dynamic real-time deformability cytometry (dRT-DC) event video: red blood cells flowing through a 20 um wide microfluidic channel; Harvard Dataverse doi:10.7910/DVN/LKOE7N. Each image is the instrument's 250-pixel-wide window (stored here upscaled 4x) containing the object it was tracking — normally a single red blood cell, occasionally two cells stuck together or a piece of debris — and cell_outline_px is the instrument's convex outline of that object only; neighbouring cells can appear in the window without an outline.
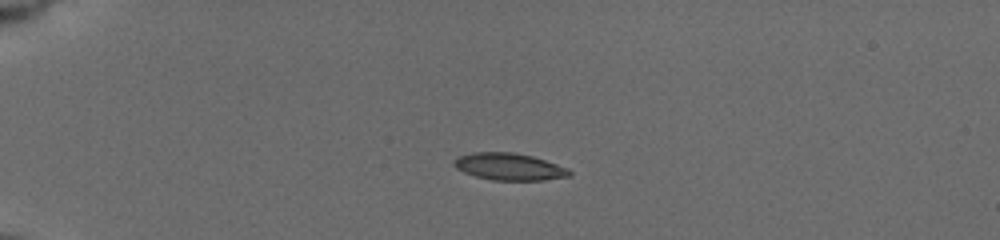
{"species": "common noctule bat (a hibernating species)", "species_latin": "Nyctalus noctula", "temperature_condition": "cold", "stored_images_in_passage": 42, "camera_frame_rate_fps": 3000, "um_per_image_px": 0.085, "animal": {"sex": "female", "body_mass_g": 19.5, "forearm_length_mm": 54.1}, "frame": {"image": 1, "passage_image": 1, "time_ms": 0.0, "image_size_px": [1000, 240], "cell_outline_px": [[572, 176], [544, 180], [492, 180], [476, 176], [464, 172], [456, 168], [452, 164], [456, 156], [472, 152], [512, 152], [532, 156], [568, 168], [572, 172]], "centroid_in_image_um": [43.27, 14.16], "position_along_channel_um": 41.7, "area_um2": 18.26}}
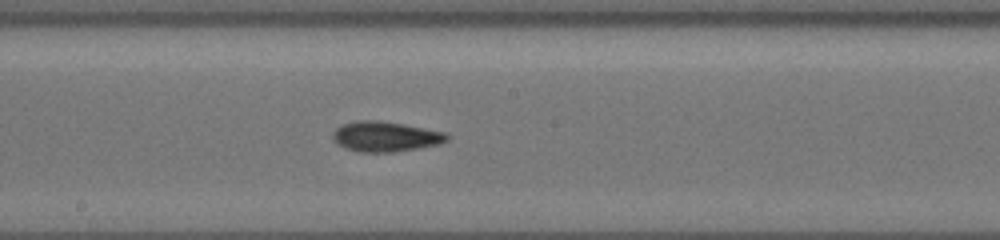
{"frame": {"image": 2, "passage_image": 19, "time_ms": 6.0, "image_size_px": [1000, 240], "cell_outline_px": [[448, 140], [440, 144], [392, 152], [360, 152], [344, 148], [336, 144], [332, 140], [332, 132], [340, 124], [356, 120], [380, 120], [404, 124], [448, 132]], "centroid_in_image_um": [32.72, 11.59], "position_along_channel_um": 215.5, "area_um2": 20.4}}
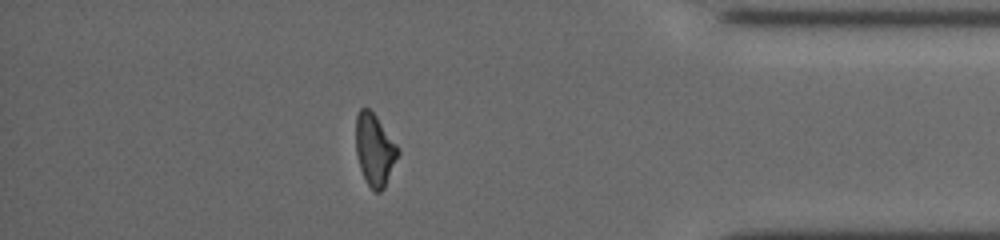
{"frame": {"image": 3, "passage_image": 36, "time_ms": 11.667, "image_size_px": [1000, 240], "cell_outline_px": [[400, 152], [384, 188], [380, 192], [372, 192], [360, 168], [356, 156], [356, 116], [360, 108], [368, 108], [376, 116], [400, 148]], "centroid_in_image_um": [31.85, 12.74], "position_along_channel_um": 403.4, "area_um2": 17.69}, "authors_computed_cell_mechanics": {"area_um2": 18.8428, "velocity_mm_per_s": 3.7678, "shape_relaxation_time_tau1_ms": 6.541, "shape_relaxation_time_tau2_ms": 3.676, "deformation_change_tau1": 0.1709, "deformation_change_tau2": 0.1052}}